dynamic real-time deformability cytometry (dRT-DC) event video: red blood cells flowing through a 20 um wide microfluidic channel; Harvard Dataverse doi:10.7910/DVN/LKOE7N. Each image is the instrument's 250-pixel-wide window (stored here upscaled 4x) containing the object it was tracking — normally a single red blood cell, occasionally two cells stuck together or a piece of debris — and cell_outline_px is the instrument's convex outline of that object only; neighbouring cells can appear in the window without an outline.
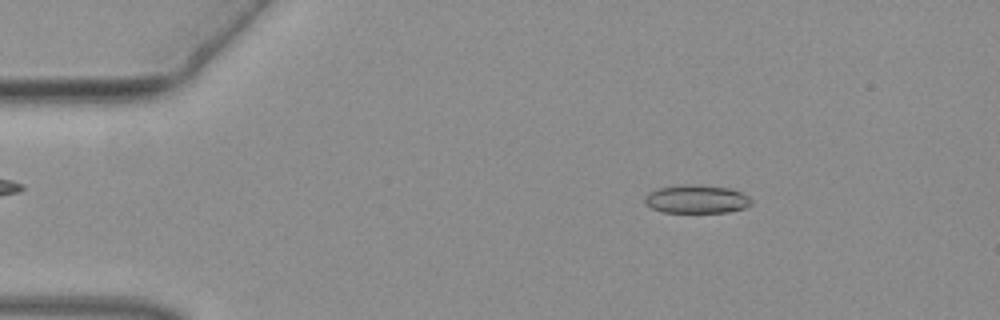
{"species": "common noctule bat (a hibernating species)", "species_latin": "Nyctalus noctula", "temperature_condition": "warm", "stored_images_in_passage": 51, "camera_frame_rate_fps": 3000, "um_per_image_px": 0.085, "animal": {"sex": "female", "body_mass_g": 19.3, "forearm_length_mm": 54.1}, "frame": {"image": 1, "passage_image": 8, "time_ms": 2.333, "image_size_px": [1000, 320], "cell_outline_px": [[752, 204], [744, 208], [728, 212], [664, 212], [652, 208], [644, 204], [644, 196], [648, 192], [656, 188], [680, 184], [700, 184], [732, 188], [748, 196], [752, 200]], "centroid_in_image_um": [59.18, 16.9], "position_along_channel_um": 25.8, "area_um2": 17.98}}
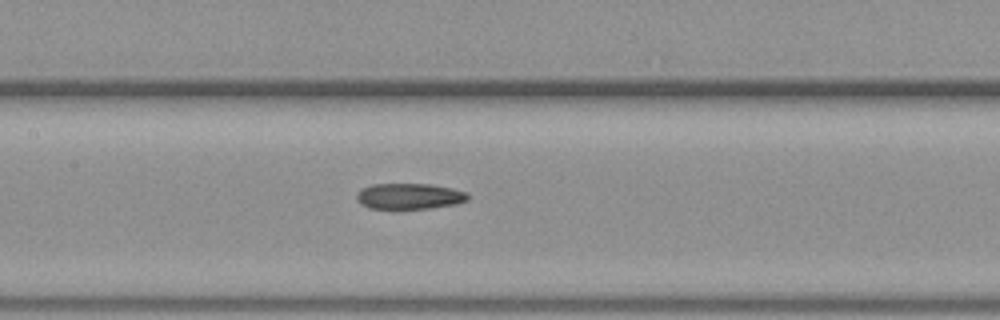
{"frame": {"image": 2, "passage_image": 24, "time_ms": 7.667, "image_size_px": [1000, 320], "cell_outline_px": [[472, 196], [468, 200], [456, 204], [432, 208], [368, 208], [360, 204], [356, 200], [356, 192], [360, 188], [372, 184], [428, 184], [452, 188], [468, 192]], "centroid_in_image_um": [34.8, 16.67], "position_along_channel_um": 172.6, "area_um2": 16.99}}
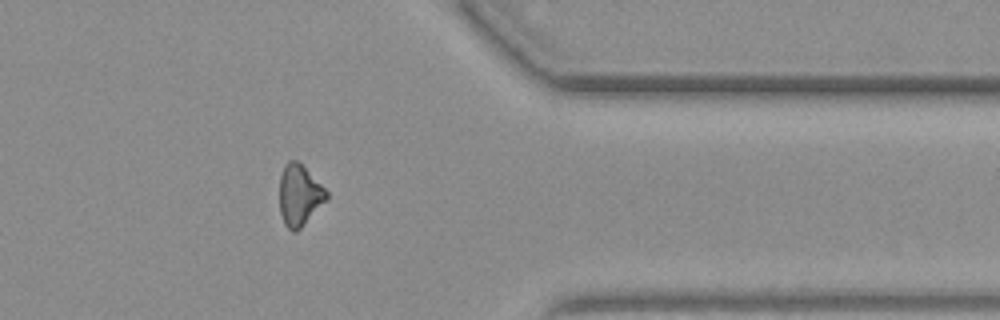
{"frame": {"image": 3, "passage_image": 41, "time_ms": 13.333, "image_size_px": [1000, 320], "cell_outline_px": [[328, 200], [296, 232], [292, 232], [284, 224], [280, 212], [280, 176], [284, 164], [288, 160], [296, 160], [328, 192]], "centroid_in_image_um": [25.44, 16.62], "position_along_channel_um": 386.0, "area_um2": 16.59}}